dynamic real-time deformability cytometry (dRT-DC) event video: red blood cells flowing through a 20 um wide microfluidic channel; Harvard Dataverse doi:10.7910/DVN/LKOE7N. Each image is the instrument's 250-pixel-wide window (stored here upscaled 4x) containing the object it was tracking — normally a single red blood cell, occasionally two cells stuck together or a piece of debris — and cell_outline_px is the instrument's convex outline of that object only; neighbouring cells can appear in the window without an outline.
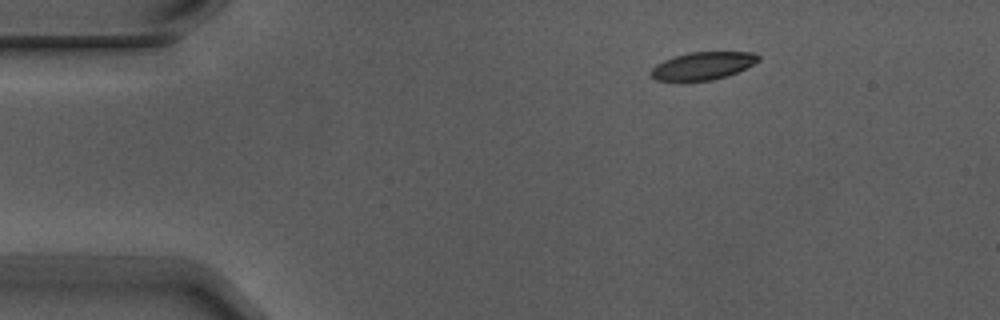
{"species": "Egyptian fruit bat (a non-hibernating species)", "species_latin": "Rousettus aegyptiacus", "temperature_condition": "warm", "stored_images_in_passage": 4, "camera_frame_rate_fps": 3000, "um_per_image_px": 0.085, "animal": {"sex": "male"}, "frame": {"image": 1, "passage_image": 2, "time_ms": 0.333, "image_size_px": [1000, 320], "cell_outline_px": [[760, 60], [736, 72], [712, 80], [656, 80], [648, 76], [648, 72], [656, 64], [672, 56], [688, 52], [752, 52], [760, 56]], "centroid_in_image_um": [59.67, 5.58], "position_along_channel_um": 25.3, "area_um2": 17.22}}